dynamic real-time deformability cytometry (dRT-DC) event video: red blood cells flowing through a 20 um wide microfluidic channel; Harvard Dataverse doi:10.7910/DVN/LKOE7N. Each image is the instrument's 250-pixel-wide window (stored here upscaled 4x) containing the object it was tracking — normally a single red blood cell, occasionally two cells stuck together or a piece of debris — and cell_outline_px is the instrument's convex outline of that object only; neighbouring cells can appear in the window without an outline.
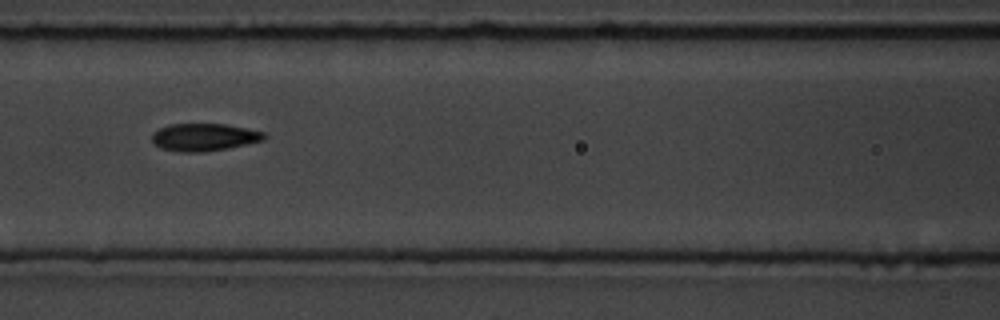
{"species": "common noctule bat (a hibernating species)", "species_latin": "Nyctalus noctula", "temperature_condition": "room temperature", "stored_images_in_passage": 13, "camera_frame_rate_fps": 3000, "um_per_image_px": 0.085, "animal": {"sex": "male", "body_mass_g": 19.5, "forearm_length_mm": 54.6}, "frame": {"image": 1, "passage_image": 4, "time_ms": 4.333, "image_size_px": [1000, 320], "cell_outline_px": [[268, 136], [264, 140], [228, 148], [204, 152], [180, 152], [160, 148], [152, 144], [152, 132], [168, 124], [224, 124], [264, 132]], "centroid_in_image_um": [17.31, 11.67], "position_along_channel_um": 149.3, "area_um2": 18.09}}
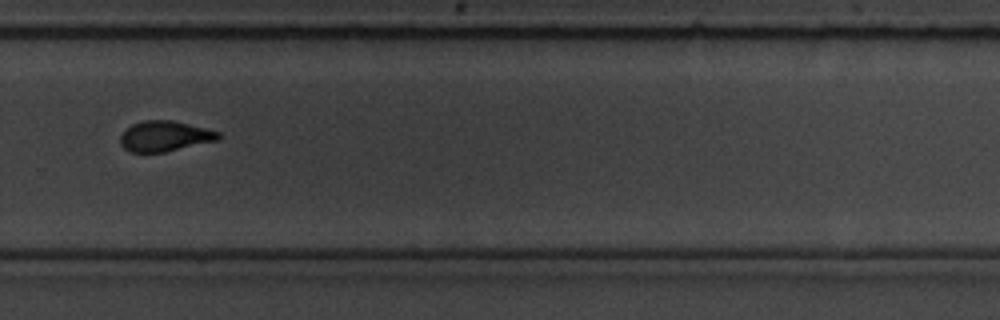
{"frame": {"image": 2, "passage_image": 8, "time_ms": 9.0, "image_size_px": [1000, 320], "cell_outline_px": [[224, 136], [216, 140], [164, 152], [128, 152], [120, 144], [120, 136], [132, 124], [144, 120], [172, 120], [220, 132]], "centroid_in_image_um": [13.99, 11.57], "position_along_channel_um": 315.8, "area_um2": 17.22}}